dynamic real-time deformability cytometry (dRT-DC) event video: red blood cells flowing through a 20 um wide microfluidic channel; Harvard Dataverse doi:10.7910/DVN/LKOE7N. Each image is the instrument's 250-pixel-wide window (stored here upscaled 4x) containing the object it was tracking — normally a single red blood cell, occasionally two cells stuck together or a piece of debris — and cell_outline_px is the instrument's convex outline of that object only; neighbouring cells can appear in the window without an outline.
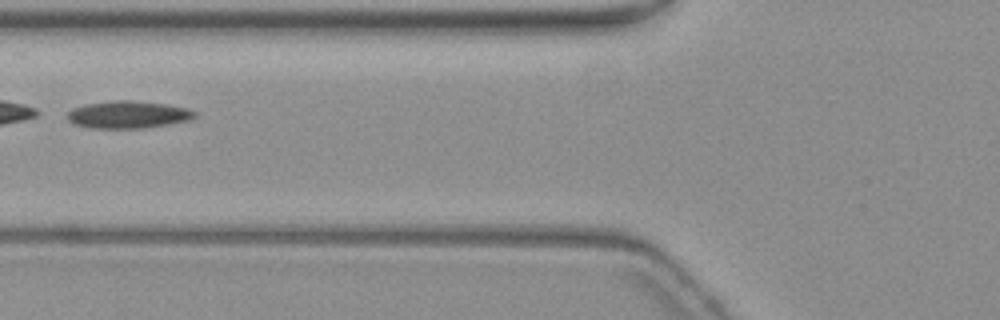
{"species": "common noctule bat (a hibernating species)", "species_latin": "Nyctalus noctula", "temperature_condition": "warm", "stored_images_in_passage": 7, "camera_frame_rate_fps": 3000, "um_per_image_px": 0.085, "animal": {"sex": "female", "body_mass_g": 19.3, "forearm_length_mm": 54.1}, "frame": {"image": 1, "passage_image": 3, "time_ms": 3.333, "image_size_px": [1000, 320], "cell_outline_px": [[196, 116], [188, 120], [168, 124], [144, 128], [92, 128], [72, 124], [64, 116], [72, 108], [84, 104], [116, 100], [132, 100], [168, 104], [188, 108], [196, 112]], "centroid_in_image_um": [10.84, 9.74], "position_along_channel_um": 115.0, "area_um2": 20.52}}
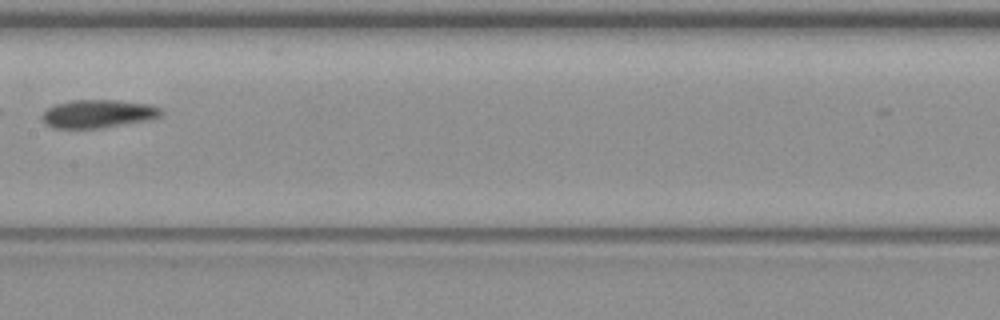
{"frame": {"image": 2, "passage_image": 5, "time_ms": 5.667, "image_size_px": [1000, 320], "cell_outline_px": [[164, 112], [160, 116], [152, 120], [100, 128], [52, 128], [40, 116], [48, 108], [56, 104], [72, 100], [116, 100], [152, 104], [160, 108]], "centroid_in_image_um": [8.4, 9.67], "position_along_channel_um": 199.0, "area_um2": 19.65}}
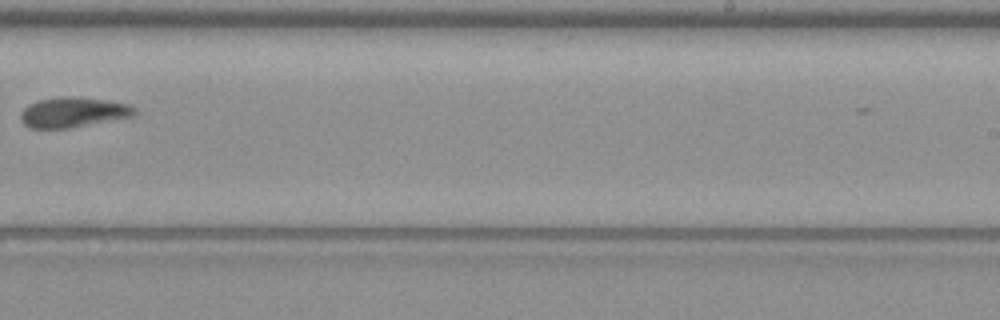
{"frame": {"image": 3, "passage_image": 7, "time_ms": 8.0, "image_size_px": [1000, 320], "cell_outline_px": [[136, 116], [68, 128], [32, 128], [24, 124], [20, 120], [20, 112], [28, 104], [40, 100], [60, 96], [76, 96], [108, 100], [128, 104], [136, 108]], "centroid_in_image_um": [6.23, 9.53], "position_along_channel_um": 282.8, "area_um2": 20.17}}